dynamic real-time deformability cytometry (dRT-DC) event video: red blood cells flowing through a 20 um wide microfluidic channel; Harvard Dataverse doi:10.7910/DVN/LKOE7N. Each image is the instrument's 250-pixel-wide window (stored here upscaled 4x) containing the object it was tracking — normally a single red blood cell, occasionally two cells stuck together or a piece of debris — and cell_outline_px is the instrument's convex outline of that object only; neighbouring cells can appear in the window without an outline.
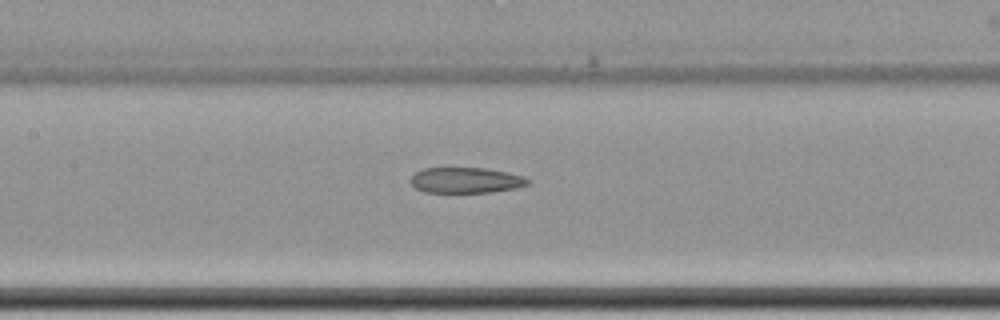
{"species": "common noctule bat (a hibernating species)", "species_latin": "Nyctalus noctula", "temperature_condition": "cold", "stored_images_in_passage": 8, "segment_of_instrument_passage": [2, 2], "camera_frame_rate_fps": 3000, "um_per_image_px": 0.085, "animal": {"sex": "female", "body_mass_g": 22.7, "forearm_length_mm": 54.2}, "frame": {"image": 1, "passage_image": 8, "time_ms": 8.333, "image_size_px": [1000, 320], "cell_outline_px": [[532, 180], [528, 184], [516, 188], [492, 192], [424, 192], [416, 188], [412, 184], [412, 176], [416, 172], [424, 168], [484, 168], [508, 172], [524, 176]], "centroid_in_image_um": [39.65, 15.32], "position_along_channel_um": 167.7, "area_um2": 17.46}}